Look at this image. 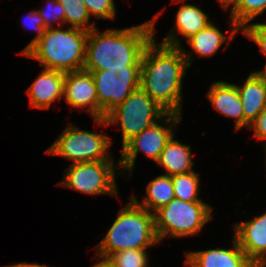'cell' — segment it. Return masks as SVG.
<instances>
[{
    "label": "cell",
    "instance_id": "cell-1",
    "mask_svg": "<svg viewBox=\"0 0 266 267\" xmlns=\"http://www.w3.org/2000/svg\"><path fill=\"white\" fill-rule=\"evenodd\" d=\"M162 11L154 18L137 26L124 29H107L100 33L96 28L88 32L86 41V72L141 66L145 48L155 37L154 26Z\"/></svg>",
    "mask_w": 266,
    "mask_h": 267
},
{
    "label": "cell",
    "instance_id": "cell-2",
    "mask_svg": "<svg viewBox=\"0 0 266 267\" xmlns=\"http://www.w3.org/2000/svg\"><path fill=\"white\" fill-rule=\"evenodd\" d=\"M155 40L154 37L147 45L141 59L140 87L167 113L181 115L187 61L181 47Z\"/></svg>",
    "mask_w": 266,
    "mask_h": 267
},
{
    "label": "cell",
    "instance_id": "cell-3",
    "mask_svg": "<svg viewBox=\"0 0 266 267\" xmlns=\"http://www.w3.org/2000/svg\"><path fill=\"white\" fill-rule=\"evenodd\" d=\"M88 31L68 26L47 28L43 36L24 54L45 69L64 73L81 71L85 63Z\"/></svg>",
    "mask_w": 266,
    "mask_h": 267
},
{
    "label": "cell",
    "instance_id": "cell-4",
    "mask_svg": "<svg viewBox=\"0 0 266 267\" xmlns=\"http://www.w3.org/2000/svg\"><path fill=\"white\" fill-rule=\"evenodd\" d=\"M121 208L103 240L96 246V254L109 257L128 249H147L159 242L154 226V215L140 207L131 197Z\"/></svg>",
    "mask_w": 266,
    "mask_h": 267
},
{
    "label": "cell",
    "instance_id": "cell-5",
    "mask_svg": "<svg viewBox=\"0 0 266 267\" xmlns=\"http://www.w3.org/2000/svg\"><path fill=\"white\" fill-rule=\"evenodd\" d=\"M167 112L162 109L141 87L134 90L105 118H94L102 126L120 125L122 147L134 136L161 120Z\"/></svg>",
    "mask_w": 266,
    "mask_h": 267
},
{
    "label": "cell",
    "instance_id": "cell-6",
    "mask_svg": "<svg viewBox=\"0 0 266 267\" xmlns=\"http://www.w3.org/2000/svg\"><path fill=\"white\" fill-rule=\"evenodd\" d=\"M155 232L159 242L168 238H181L198 234L212 219V207L203 202L172 199L154 213Z\"/></svg>",
    "mask_w": 266,
    "mask_h": 267
},
{
    "label": "cell",
    "instance_id": "cell-7",
    "mask_svg": "<svg viewBox=\"0 0 266 267\" xmlns=\"http://www.w3.org/2000/svg\"><path fill=\"white\" fill-rule=\"evenodd\" d=\"M111 144L107 134L81 130L71 123L45 152L62 156L72 163L114 160L107 152Z\"/></svg>",
    "mask_w": 266,
    "mask_h": 267
},
{
    "label": "cell",
    "instance_id": "cell-8",
    "mask_svg": "<svg viewBox=\"0 0 266 267\" xmlns=\"http://www.w3.org/2000/svg\"><path fill=\"white\" fill-rule=\"evenodd\" d=\"M100 160L96 162L72 163L58 184L88 195H119L116 184V169L119 160Z\"/></svg>",
    "mask_w": 266,
    "mask_h": 267
},
{
    "label": "cell",
    "instance_id": "cell-9",
    "mask_svg": "<svg viewBox=\"0 0 266 267\" xmlns=\"http://www.w3.org/2000/svg\"><path fill=\"white\" fill-rule=\"evenodd\" d=\"M162 122L166 125L160 124ZM180 122H182V115L167 113L156 124L134 136L122 147L119 159L120 168L128 170V173L132 175L139 152H143L147 159L156 162L166 143L175 135L174 129L179 126Z\"/></svg>",
    "mask_w": 266,
    "mask_h": 267
},
{
    "label": "cell",
    "instance_id": "cell-10",
    "mask_svg": "<svg viewBox=\"0 0 266 267\" xmlns=\"http://www.w3.org/2000/svg\"><path fill=\"white\" fill-rule=\"evenodd\" d=\"M90 73L96 86L99 118H105L112 109L140 87L141 66L110 68Z\"/></svg>",
    "mask_w": 266,
    "mask_h": 267
},
{
    "label": "cell",
    "instance_id": "cell-11",
    "mask_svg": "<svg viewBox=\"0 0 266 267\" xmlns=\"http://www.w3.org/2000/svg\"><path fill=\"white\" fill-rule=\"evenodd\" d=\"M63 97L73 108L85 109L99 118V103L93 76L84 70L65 73Z\"/></svg>",
    "mask_w": 266,
    "mask_h": 267
},
{
    "label": "cell",
    "instance_id": "cell-12",
    "mask_svg": "<svg viewBox=\"0 0 266 267\" xmlns=\"http://www.w3.org/2000/svg\"><path fill=\"white\" fill-rule=\"evenodd\" d=\"M234 238L247 258L261 267L266 261V212L249 221L234 225Z\"/></svg>",
    "mask_w": 266,
    "mask_h": 267
},
{
    "label": "cell",
    "instance_id": "cell-13",
    "mask_svg": "<svg viewBox=\"0 0 266 267\" xmlns=\"http://www.w3.org/2000/svg\"><path fill=\"white\" fill-rule=\"evenodd\" d=\"M187 267H256L233 238L232 248L185 252Z\"/></svg>",
    "mask_w": 266,
    "mask_h": 267
},
{
    "label": "cell",
    "instance_id": "cell-14",
    "mask_svg": "<svg viewBox=\"0 0 266 267\" xmlns=\"http://www.w3.org/2000/svg\"><path fill=\"white\" fill-rule=\"evenodd\" d=\"M230 25L232 28L228 36L220 31L218 26L216 27L213 22H210L204 29L187 39V43L190 45V48H192V51L190 52L188 50L187 52L183 47H181V49L188 67L192 65L193 52L199 57L209 58L218 52L224 42H226V44L230 43L234 39V36L241 31L231 18Z\"/></svg>",
    "mask_w": 266,
    "mask_h": 267
},
{
    "label": "cell",
    "instance_id": "cell-15",
    "mask_svg": "<svg viewBox=\"0 0 266 267\" xmlns=\"http://www.w3.org/2000/svg\"><path fill=\"white\" fill-rule=\"evenodd\" d=\"M65 73L43 68L27 89L30 107L48 109L55 101L63 99Z\"/></svg>",
    "mask_w": 266,
    "mask_h": 267
},
{
    "label": "cell",
    "instance_id": "cell-16",
    "mask_svg": "<svg viewBox=\"0 0 266 267\" xmlns=\"http://www.w3.org/2000/svg\"><path fill=\"white\" fill-rule=\"evenodd\" d=\"M175 17V25L161 41V43L173 47L183 46L180 38L177 37L178 33L187 40L211 22L209 16L202 9L190 3L181 4Z\"/></svg>",
    "mask_w": 266,
    "mask_h": 267
},
{
    "label": "cell",
    "instance_id": "cell-17",
    "mask_svg": "<svg viewBox=\"0 0 266 267\" xmlns=\"http://www.w3.org/2000/svg\"><path fill=\"white\" fill-rule=\"evenodd\" d=\"M207 98L220 114L235 119L236 131L244 127L243 106L236 84L216 81L210 86Z\"/></svg>",
    "mask_w": 266,
    "mask_h": 267
},
{
    "label": "cell",
    "instance_id": "cell-18",
    "mask_svg": "<svg viewBox=\"0 0 266 267\" xmlns=\"http://www.w3.org/2000/svg\"><path fill=\"white\" fill-rule=\"evenodd\" d=\"M244 113V127L249 126L266 108V88L260 78L250 73L243 85H236Z\"/></svg>",
    "mask_w": 266,
    "mask_h": 267
},
{
    "label": "cell",
    "instance_id": "cell-19",
    "mask_svg": "<svg viewBox=\"0 0 266 267\" xmlns=\"http://www.w3.org/2000/svg\"><path fill=\"white\" fill-rule=\"evenodd\" d=\"M174 136L166 143L156 161L157 165L165 169L164 175L168 176L194 171L191 146L174 139Z\"/></svg>",
    "mask_w": 266,
    "mask_h": 267
},
{
    "label": "cell",
    "instance_id": "cell-20",
    "mask_svg": "<svg viewBox=\"0 0 266 267\" xmlns=\"http://www.w3.org/2000/svg\"><path fill=\"white\" fill-rule=\"evenodd\" d=\"M146 195L142 202L135 197L130 196L140 207L154 213L161 207L166 206L172 199L175 198L172 176L159 175L148 182L146 186Z\"/></svg>",
    "mask_w": 266,
    "mask_h": 267
},
{
    "label": "cell",
    "instance_id": "cell-21",
    "mask_svg": "<svg viewBox=\"0 0 266 267\" xmlns=\"http://www.w3.org/2000/svg\"><path fill=\"white\" fill-rule=\"evenodd\" d=\"M229 9V17L240 30H243L249 22L264 13L266 0H232L224 10Z\"/></svg>",
    "mask_w": 266,
    "mask_h": 267
},
{
    "label": "cell",
    "instance_id": "cell-22",
    "mask_svg": "<svg viewBox=\"0 0 266 267\" xmlns=\"http://www.w3.org/2000/svg\"><path fill=\"white\" fill-rule=\"evenodd\" d=\"M63 7L65 19L64 23L71 27L91 31L96 28L95 23H90L91 16L85 7L83 0H58Z\"/></svg>",
    "mask_w": 266,
    "mask_h": 267
},
{
    "label": "cell",
    "instance_id": "cell-23",
    "mask_svg": "<svg viewBox=\"0 0 266 267\" xmlns=\"http://www.w3.org/2000/svg\"><path fill=\"white\" fill-rule=\"evenodd\" d=\"M172 183L175 198L187 202L203 201L198 198L200 179L195 171L172 176Z\"/></svg>",
    "mask_w": 266,
    "mask_h": 267
},
{
    "label": "cell",
    "instance_id": "cell-24",
    "mask_svg": "<svg viewBox=\"0 0 266 267\" xmlns=\"http://www.w3.org/2000/svg\"><path fill=\"white\" fill-rule=\"evenodd\" d=\"M115 267H148L146 249H128L113 253L108 257Z\"/></svg>",
    "mask_w": 266,
    "mask_h": 267
},
{
    "label": "cell",
    "instance_id": "cell-25",
    "mask_svg": "<svg viewBox=\"0 0 266 267\" xmlns=\"http://www.w3.org/2000/svg\"><path fill=\"white\" fill-rule=\"evenodd\" d=\"M115 0H83L85 7L90 16L97 19H113L116 18Z\"/></svg>",
    "mask_w": 266,
    "mask_h": 267
},
{
    "label": "cell",
    "instance_id": "cell-26",
    "mask_svg": "<svg viewBox=\"0 0 266 267\" xmlns=\"http://www.w3.org/2000/svg\"><path fill=\"white\" fill-rule=\"evenodd\" d=\"M45 6V10H38L37 12L44 19V26L46 28H54V24L57 21L59 23L58 27H63L65 14L63 7L58 0H48V3ZM63 24V25H62Z\"/></svg>",
    "mask_w": 266,
    "mask_h": 267
},
{
    "label": "cell",
    "instance_id": "cell-27",
    "mask_svg": "<svg viewBox=\"0 0 266 267\" xmlns=\"http://www.w3.org/2000/svg\"><path fill=\"white\" fill-rule=\"evenodd\" d=\"M23 20H24L23 21L24 27L26 28L29 27V29L36 31L37 35L35 36V38L31 40V42L24 49L21 50V52L19 53L21 55H23L36 41H38L43 36V34L47 29L44 26V19L37 12V10L29 11L27 17Z\"/></svg>",
    "mask_w": 266,
    "mask_h": 267
},
{
    "label": "cell",
    "instance_id": "cell-28",
    "mask_svg": "<svg viewBox=\"0 0 266 267\" xmlns=\"http://www.w3.org/2000/svg\"><path fill=\"white\" fill-rule=\"evenodd\" d=\"M241 32L248 39L254 41L263 55H266V23L248 24Z\"/></svg>",
    "mask_w": 266,
    "mask_h": 267
},
{
    "label": "cell",
    "instance_id": "cell-29",
    "mask_svg": "<svg viewBox=\"0 0 266 267\" xmlns=\"http://www.w3.org/2000/svg\"><path fill=\"white\" fill-rule=\"evenodd\" d=\"M249 128L252 130L254 129V137L257 138V140H266V108L253 121ZM263 148L266 152V142L263 143Z\"/></svg>",
    "mask_w": 266,
    "mask_h": 267
},
{
    "label": "cell",
    "instance_id": "cell-30",
    "mask_svg": "<svg viewBox=\"0 0 266 267\" xmlns=\"http://www.w3.org/2000/svg\"><path fill=\"white\" fill-rule=\"evenodd\" d=\"M96 259L98 258L97 263L92 266V267H115L113 262L108 258V257H103L100 255H96Z\"/></svg>",
    "mask_w": 266,
    "mask_h": 267
},
{
    "label": "cell",
    "instance_id": "cell-31",
    "mask_svg": "<svg viewBox=\"0 0 266 267\" xmlns=\"http://www.w3.org/2000/svg\"><path fill=\"white\" fill-rule=\"evenodd\" d=\"M5 267H49V266L41 265V264H38L36 262H33V263L21 262V263H17V264H11V265L5 266Z\"/></svg>",
    "mask_w": 266,
    "mask_h": 267
},
{
    "label": "cell",
    "instance_id": "cell-32",
    "mask_svg": "<svg viewBox=\"0 0 266 267\" xmlns=\"http://www.w3.org/2000/svg\"><path fill=\"white\" fill-rule=\"evenodd\" d=\"M254 73L260 78L266 88V64L263 70L254 71Z\"/></svg>",
    "mask_w": 266,
    "mask_h": 267
},
{
    "label": "cell",
    "instance_id": "cell-33",
    "mask_svg": "<svg viewBox=\"0 0 266 267\" xmlns=\"http://www.w3.org/2000/svg\"><path fill=\"white\" fill-rule=\"evenodd\" d=\"M185 0H173V3H179ZM219 3H221V6L223 7V9H225L231 2L232 0H218Z\"/></svg>",
    "mask_w": 266,
    "mask_h": 267
},
{
    "label": "cell",
    "instance_id": "cell-34",
    "mask_svg": "<svg viewBox=\"0 0 266 267\" xmlns=\"http://www.w3.org/2000/svg\"><path fill=\"white\" fill-rule=\"evenodd\" d=\"M261 267H266V261L263 263V265Z\"/></svg>",
    "mask_w": 266,
    "mask_h": 267
}]
</instances>
